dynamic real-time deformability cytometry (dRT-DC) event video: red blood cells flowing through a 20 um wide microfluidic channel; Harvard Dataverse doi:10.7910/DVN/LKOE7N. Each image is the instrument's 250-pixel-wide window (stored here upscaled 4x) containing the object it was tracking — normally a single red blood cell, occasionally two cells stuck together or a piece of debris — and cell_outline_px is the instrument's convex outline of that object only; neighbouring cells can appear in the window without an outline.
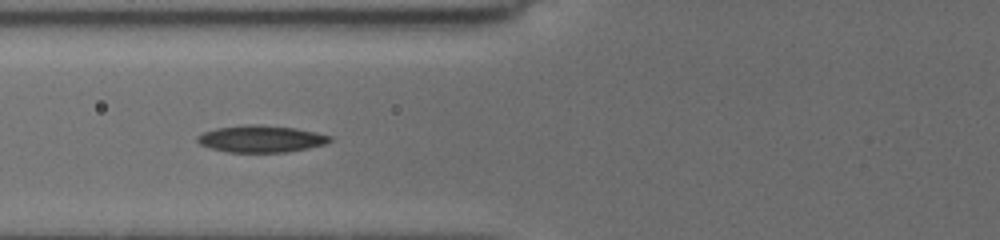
{"species": "common noctule bat (a hibernating species)", "species_latin": "Nyctalus noctula", "temperature_condition": "cold", "stored_images_in_passage": 26, "camera_frame_rate_fps": 3000, "um_per_image_px": 0.085, "animal": {"sex": "female", "body_mass_g": 19.5, "forearm_length_mm": 54.1}, "frame": {"image": 1, "passage_image": 25, "time_ms": 8.333, "image_size_px": [1000, 240], "cell_outline_px": [[332, 140], [324, 144], [308, 148], [288, 152], [228, 152], [212, 148], [200, 144], [196, 140], [196, 136], [204, 132], [216, 128], [244, 124], [260, 124], [296, 128], [316, 132], [332, 136]], "centroid_in_image_um": [22.19, 11.79], "position_along_channel_um": 103.6, "area_um2": 20.87}}